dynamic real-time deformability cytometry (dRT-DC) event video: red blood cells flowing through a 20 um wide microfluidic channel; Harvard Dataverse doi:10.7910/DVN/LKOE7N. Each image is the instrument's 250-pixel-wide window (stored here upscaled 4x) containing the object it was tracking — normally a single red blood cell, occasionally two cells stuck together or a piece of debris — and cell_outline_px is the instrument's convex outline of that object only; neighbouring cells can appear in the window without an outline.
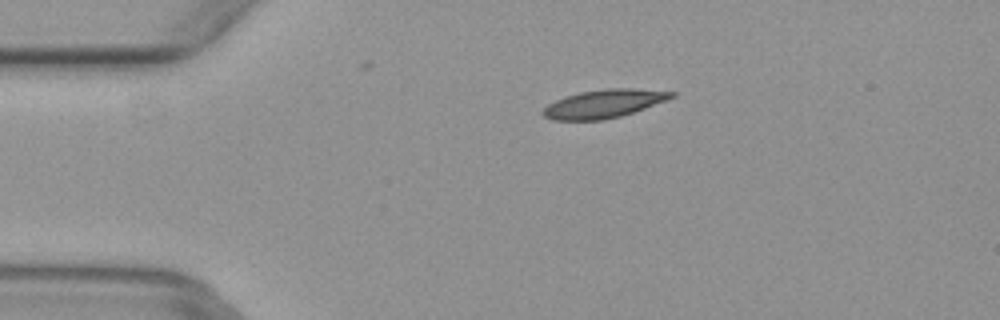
{"species": "common noctule bat (a hibernating species)", "species_latin": "Nyctalus noctula", "temperature_condition": "warm", "stored_images_in_passage": 3, "camera_frame_rate_fps": 3000, "um_per_image_px": 0.085, "animal": {"sex": "female", "body_mass_g": 29.2, "forearm_length_mm": 56.3}, "frame": {"image": 1, "passage_image": 1, "time_ms": 0.0, "image_size_px": [1000, 320], "cell_outline_px": [[676, 96], [668, 100], [620, 116], [604, 120], [552, 120], [544, 116], [540, 112], [548, 104], [564, 96], [580, 92], [608, 88], [632, 88], [676, 92]], "centroid_in_image_um": [51.32, 8.81], "position_along_channel_um": 33.7, "area_um2": 21.21}}